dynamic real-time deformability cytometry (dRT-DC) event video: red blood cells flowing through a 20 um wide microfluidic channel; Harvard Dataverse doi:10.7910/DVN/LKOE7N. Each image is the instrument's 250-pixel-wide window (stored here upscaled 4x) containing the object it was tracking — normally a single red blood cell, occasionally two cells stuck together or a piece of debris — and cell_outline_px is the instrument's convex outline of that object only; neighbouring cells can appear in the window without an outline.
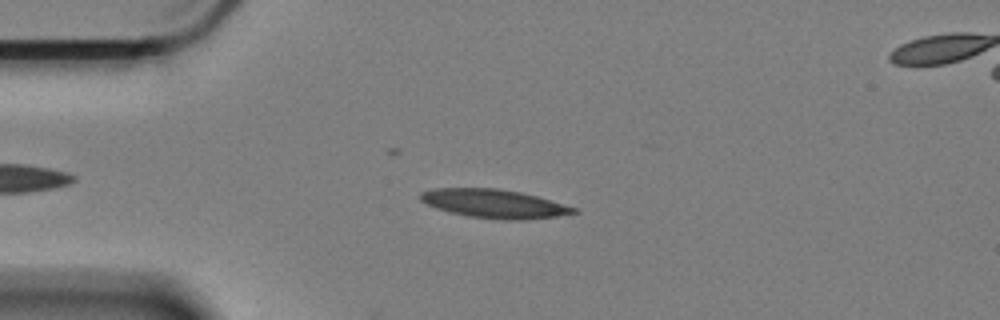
{"species": "Egyptian fruit bat (a non-hibernating species)", "species_latin": "Rousettus aegyptiacus", "temperature_condition": "cold", "stored_images_in_passage": 49, "camera_frame_rate_fps": 3000, "um_per_image_px": 0.085, "animal": {"sex": "female"}, "frame": {"image": 1, "passage_image": 9, "time_ms": 2.667, "image_size_px": [1000, 320], "cell_outline_px": [[580, 212], [556, 216], [524, 220], [504, 220], [468, 216], [436, 208], [420, 200], [420, 192], [432, 188], [496, 188], [520, 192], [536, 196], [576, 208]], "centroid_in_image_um": [41.99, 17.31], "position_along_channel_um": 43.0, "area_um2": 25.37}}
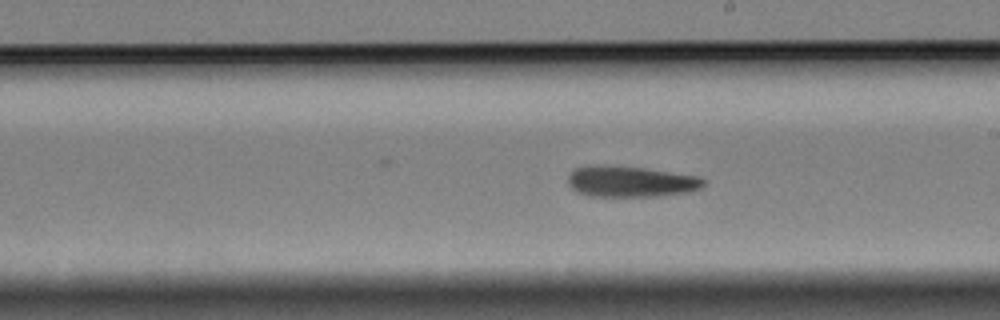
{"frame": {"image": 2, "passage_image": 28, "time_ms": 9.0, "image_size_px": [1000, 320], "cell_outline_px": [[704, 184], [700, 188], [688, 192], [660, 196], [588, 196], [576, 192], [568, 184], [568, 176], [576, 168], [596, 164], [644, 168], [700, 176], [704, 180]], "centroid_in_image_um": [53.59, 15.43], "position_along_channel_um": 235.4, "area_um2": 24.51}}
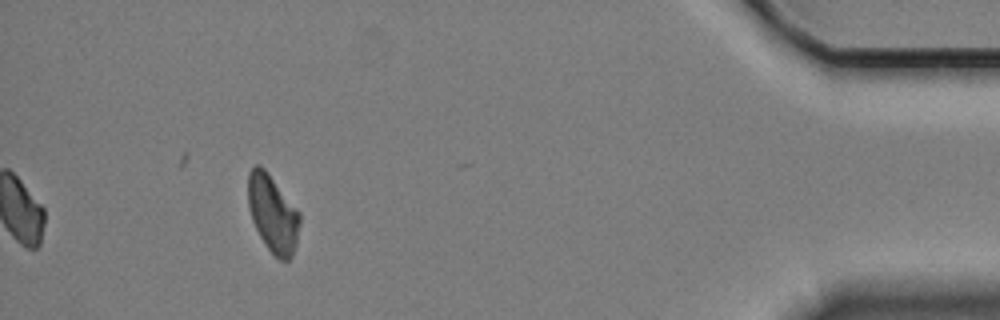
{"frame": {"image": 3, "passage_image": 49, "time_ms": 16.0, "image_size_px": [1000, 320], "cell_outline_px": [[300, 224], [296, 244], [292, 256], [288, 260], [280, 260], [268, 248], [260, 236], [252, 220], [248, 208], [248, 172], [256, 164], [260, 164], [264, 168], [300, 212]], "centroid_in_image_um": [23.18, 18.14], "position_along_channel_um": 412.0, "area_um2": 23.18}, "authors_computed_cell_mechanics": {"area_um2": 24.565, "velocity_mm_per_s": 3.3519, "shape_relaxation_time_tau1_ms": 10.1201, "shape_relaxation_time_tau2_ms": null, "deformation_change_tau1": 0.1907, "deformation_change_tau2": null}}